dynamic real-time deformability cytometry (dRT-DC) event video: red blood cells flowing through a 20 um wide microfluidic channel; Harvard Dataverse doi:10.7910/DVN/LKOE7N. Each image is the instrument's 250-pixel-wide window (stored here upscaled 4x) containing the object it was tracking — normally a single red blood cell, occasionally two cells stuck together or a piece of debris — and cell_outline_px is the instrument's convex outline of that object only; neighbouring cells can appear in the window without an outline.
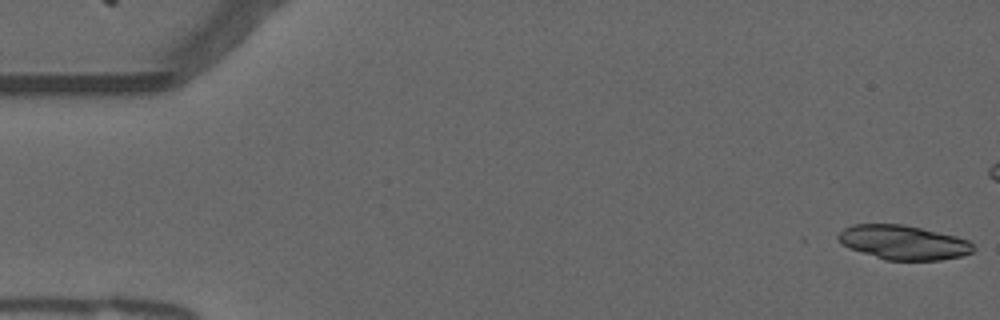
{"species": "common noctule bat (a hibernating species)", "species_latin": "Nyctalus noctula", "temperature_condition": "warm", "stored_images_in_passage": 29, "camera_frame_rate_fps": 3000, "um_per_image_px": 0.085, "animal": {"sex": "male", "forearm_length_mm": 52.5}, "frame": {"image": 1, "passage_image": 1, "time_ms": 0.0, "image_size_px": [1000, 320], "cell_outline_px": [[976, 248], [972, 252], [964, 256], [940, 260], [884, 260], [848, 248], [840, 244], [836, 236], [844, 228], [852, 224], [904, 224], [956, 236], [968, 240]], "centroid_in_image_um": [76.77, 20.61], "position_along_channel_um": 8.2, "area_um2": 27.28}}